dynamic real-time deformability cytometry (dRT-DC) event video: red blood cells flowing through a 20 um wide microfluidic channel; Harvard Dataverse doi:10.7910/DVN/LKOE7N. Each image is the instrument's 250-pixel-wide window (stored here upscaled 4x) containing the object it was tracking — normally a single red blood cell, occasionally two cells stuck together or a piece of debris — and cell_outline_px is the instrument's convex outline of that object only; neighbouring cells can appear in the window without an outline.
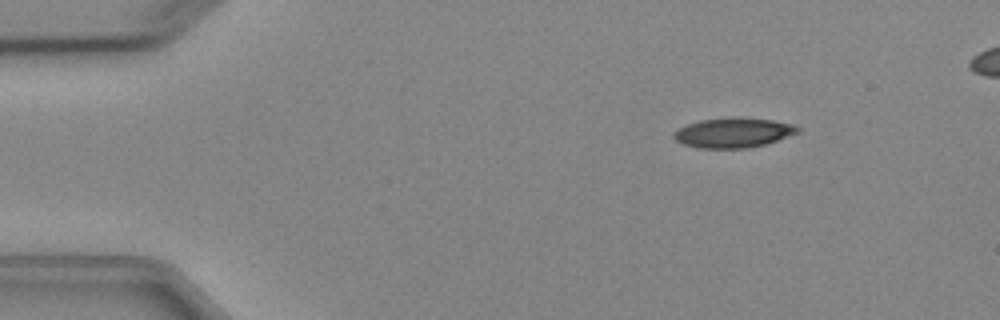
{"species": "Egyptian fruit bat (a non-hibernating species)", "species_latin": "Rousettus aegyptiacus", "temperature_condition": "cold", "stored_images_in_passage": 5, "segment_of_instrument_passage": [1, 2], "camera_frame_rate_fps": 3000, "um_per_image_px": 0.085, "animal": {"sex": "female"}, "frame": {"image": 1, "passage_image": 2, "time_ms": 1.0, "image_size_px": [1000, 320], "cell_outline_px": [[800, 132], [764, 144], [748, 148], [700, 148], [684, 144], [676, 140], [672, 136], [672, 132], [688, 124], [700, 120], [732, 116], [772, 120], [792, 124], [800, 128]], "centroid_in_image_um": [62.32, 11.27], "position_along_channel_um": 22.7, "area_um2": 21.5}}